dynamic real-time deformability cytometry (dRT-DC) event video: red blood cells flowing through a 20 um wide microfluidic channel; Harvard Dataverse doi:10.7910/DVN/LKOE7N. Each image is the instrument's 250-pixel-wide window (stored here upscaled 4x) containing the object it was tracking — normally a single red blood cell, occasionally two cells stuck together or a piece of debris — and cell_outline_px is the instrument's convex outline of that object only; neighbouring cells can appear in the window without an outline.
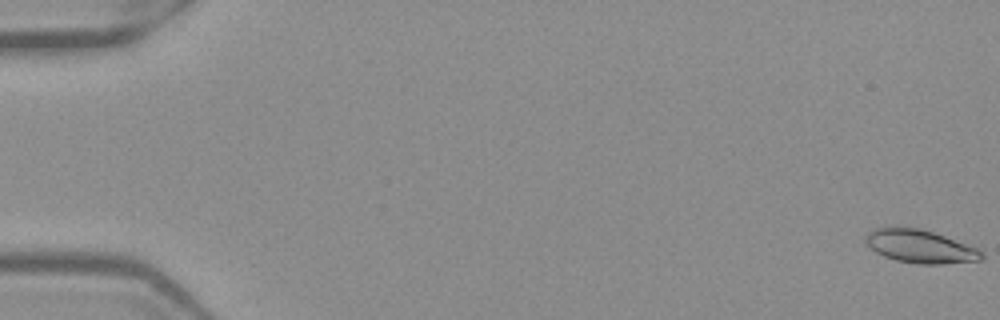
{"species": "Egyptian fruit bat (a non-hibernating species)", "species_latin": "Rousettus aegyptiacus", "temperature_condition": "warm", "stored_images_in_passage": 54, "camera_frame_rate_fps": 3000, "um_per_image_px": 0.085, "frame": {"image": 1, "passage_image": 1, "time_ms": 0.0, "image_size_px": [1000, 320], "cell_outline_px": [[984, 256], [980, 260], [940, 264], [916, 264], [896, 260], [884, 256], [876, 252], [864, 240], [864, 236], [872, 228], [892, 224], [896, 224], [920, 228], [944, 236], [976, 248], [984, 252]], "centroid_in_image_um": [78.12, 20.9], "position_along_channel_um": 6.9, "area_um2": 22.83}}
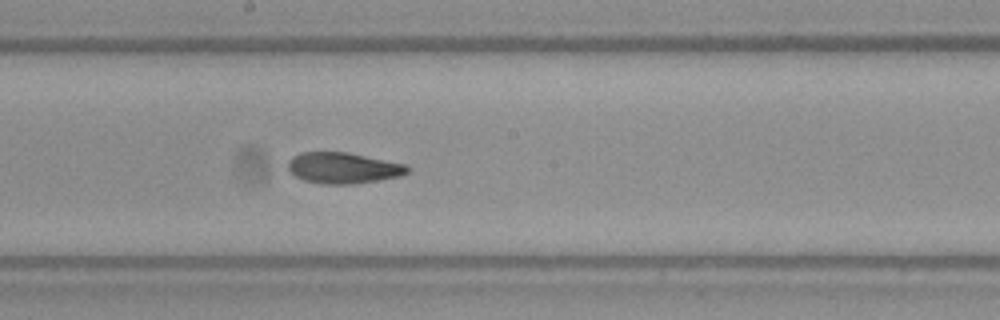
{"frame": {"image": 2, "passage_image": 30, "time_ms": 9.667, "image_size_px": [1000, 320], "cell_outline_px": [[412, 168], [408, 172], [400, 176], [380, 180], [356, 184], [320, 184], [304, 180], [296, 176], [288, 168], [288, 160], [292, 156], [300, 152], [348, 152], [408, 164]], "centroid_in_image_um": [29.22, 14.27], "position_along_channel_um": 219.0, "area_um2": 21.91}}
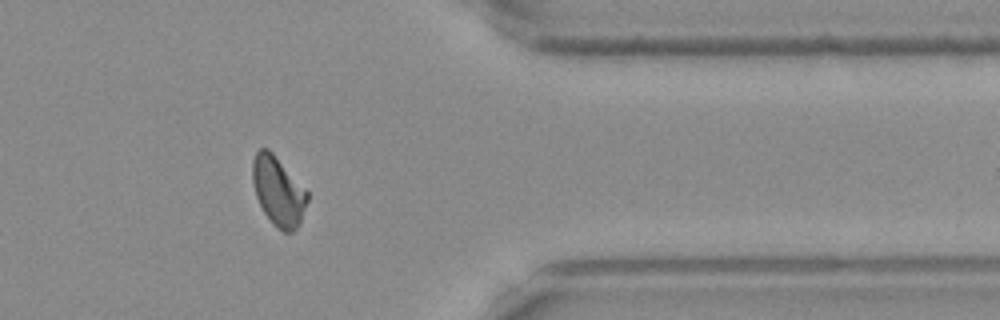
{"frame": {"image": 3, "passage_image": 44, "time_ms": 14.333, "image_size_px": [1000, 320], "cell_outline_px": [[308, 200], [300, 224], [292, 232], [284, 232], [276, 228], [272, 224], [264, 212], [256, 196], [252, 180], [252, 160], [256, 152], [260, 148], [268, 148], [272, 152], [308, 192]], "centroid_in_image_um": [23.64, 16.26], "position_along_channel_um": 387.8, "area_um2": 22.02}, "authors_computed_cell_mechanics": {"area_um2": 21.9062, "velocity_mm_per_s": 3.9309, "shape_relaxation_time_tau1_ms": null, "shape_relaxation_time_tau2_ms": 2.1231, "deformation_change_tau1": null, "deformation_change_tau2": 0.0743}}